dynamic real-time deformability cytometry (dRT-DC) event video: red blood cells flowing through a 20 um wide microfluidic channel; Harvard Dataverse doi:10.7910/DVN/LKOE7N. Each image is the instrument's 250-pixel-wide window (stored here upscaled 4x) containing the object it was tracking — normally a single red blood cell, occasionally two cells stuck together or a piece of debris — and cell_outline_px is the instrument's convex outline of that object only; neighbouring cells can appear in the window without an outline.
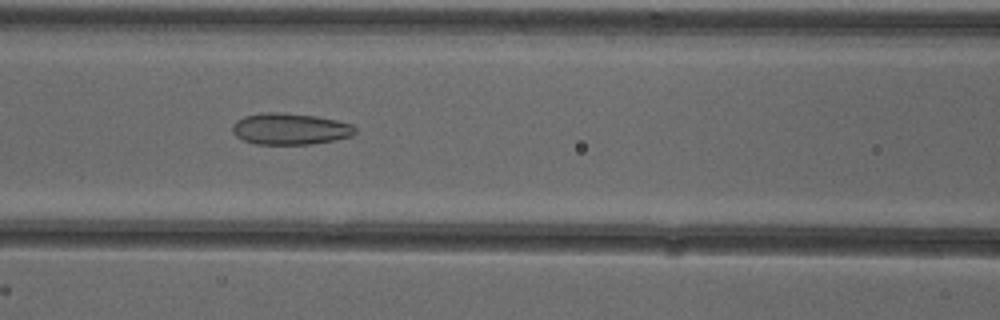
{"species": "common noctule bat (a hibernating species)", "species_latin": "Nyctalus noctula", "temperature_condition": "cold", "stored_images_in_passage": 50, "camera_frame_rate_fps": 3000, "um_per_image_px": 0.085, "animal": {"sex": "female"}, "frame": {"image": 1, "passage_image": 23, "time_ms": 7.333, "image_size_px": [1000, 320], "cell_outline_px": [[356, 132], [352, 136], [336, 140], [312, 144], [256, 144], [244, 140], [236, 136], [232, 132], [232, 124], [236, 120], [244, 116], [264, 112], [280, 112], [316, 116], [336, 120], [352, 124], [356, 128]], "centroid_in_image_um": [24.66, 10.95], "position_along_channel_um": 141.9, "area_um2": 22.66}}
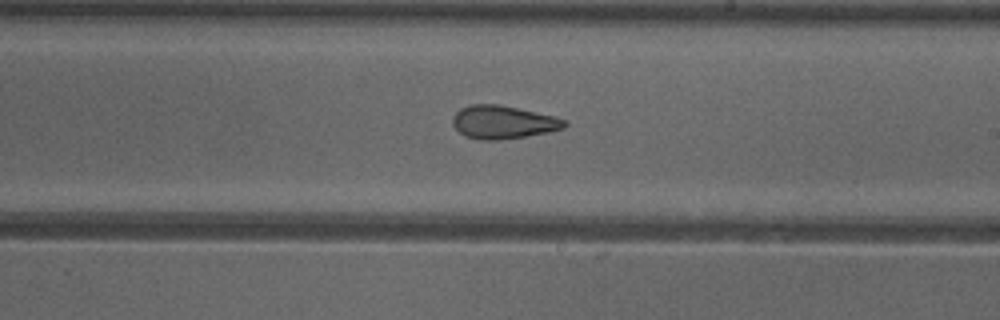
{"frame": {"image": 2, "passage_image": 31, "time_ms": 10.0, "image_size_px": [1000, 320], "cell_outline_px": [[568, 124], [564, 128], [548, 132], [500, 140], [480, 140], [464, 136], [452, 124], [452, 116], [460, 108], [472, 104], [496, 104], [556, 116], [568, 120]], "centroid_in_image_um": [42.76, 10.38], "position_along_channel_um": 246.2, "area_um2": 21.68}}
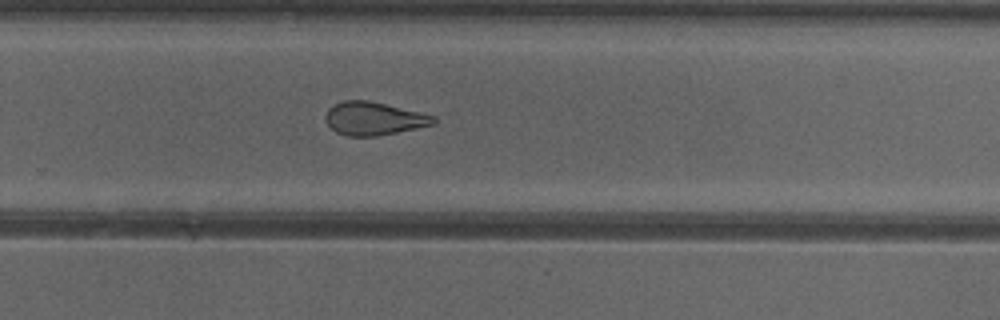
{"frame": {"image": 3, "passage_image": 35, "time_ms": 11.333, "image_size_px": [1000, 320], "cell_outline_px": [[436, 124], [376, 136], [348, 136], [336, 132], [328, 124], [324, 116], [328, 108], [344, 100], [368, 100], [436, 116]], "centroid_in_image_um": [31.77, 10.07], "position_along_channel_um": 298.0, "area_um2": 20.69}}